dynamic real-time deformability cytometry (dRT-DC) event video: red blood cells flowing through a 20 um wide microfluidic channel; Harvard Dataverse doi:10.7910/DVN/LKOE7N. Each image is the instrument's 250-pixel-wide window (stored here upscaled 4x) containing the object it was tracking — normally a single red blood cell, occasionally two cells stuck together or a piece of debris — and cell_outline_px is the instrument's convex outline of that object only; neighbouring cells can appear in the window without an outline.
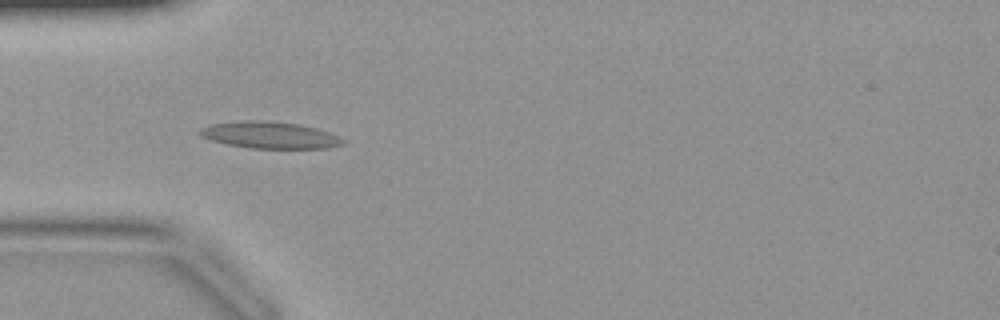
{"species": "common noctule bat (a hibernating species)", "species_latin": "Nyctalus noctula", "temperature_condition": "warm", "stored_images_in_passage": 42, "camera_frame_rate_fps": 3000, "um_per_image_px": 0.085, "animal": {"sex": "female", "body_mass_g": 19.9}, "frame": {"image": 1, "passage_image": 13, "time_ms": 4.0, "image_size_px": [1000, 320], "cell_outline_px": [[344, 144], [328, 148], [248, 148], [228, 144], [212, 140], [200, 136], [196, 132], [200, 128], [208, 124], [244, 120], [268, 120], [300, 124], [316, 128], [340, 136], [344, 140]], "centroid_in_image_um": [22.9, 11.47], "position_along_channel_um": 62.1, "area_um2": 22.54}}
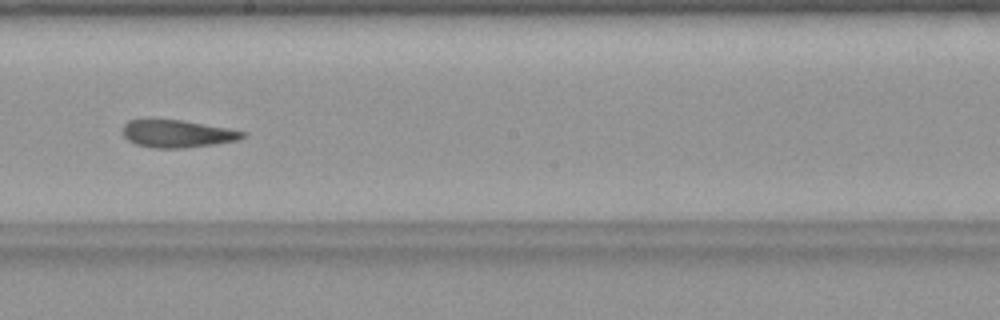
{"frame": {"image": 2, "passage_image": 24, "time_ms": 7.667, "image_size_px": [1000, 320], "cell_outline_px": [[248, 136], [240, 140], [184, 148], [152, 148], [136, 144], [128, 140], [124, 136], [124, 124], [128, 120], [144, 116], [180, 120], [228, 128], [248, 132]], "centroid_in_image_um": [15.04, 11.33], "position_along_channel_um": 233.2, "area_um2": 19.88}}
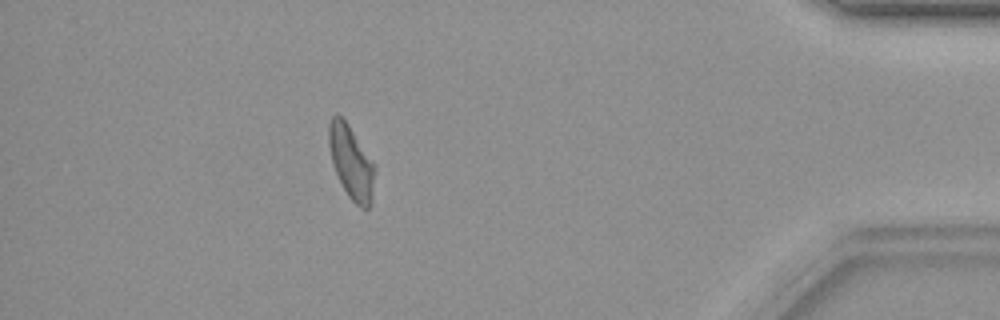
{"frame": {"image": 3, "passage_image": 38, "time_ms": 12.333, "image_size_px": [1000, 320], "cell_outline_px": [[376, 168], [372, 204], [368, 208], [360, 208], [348, 196], [336, 172], [332, 160], [328, 144], [328, 124], [332, 116], [336, 112], [348, 124], [376, 164]], "centroid_in_image_um": [29.89, 13.79], "position_along_channel_um": 405.3, "area_um2": 19.88}}